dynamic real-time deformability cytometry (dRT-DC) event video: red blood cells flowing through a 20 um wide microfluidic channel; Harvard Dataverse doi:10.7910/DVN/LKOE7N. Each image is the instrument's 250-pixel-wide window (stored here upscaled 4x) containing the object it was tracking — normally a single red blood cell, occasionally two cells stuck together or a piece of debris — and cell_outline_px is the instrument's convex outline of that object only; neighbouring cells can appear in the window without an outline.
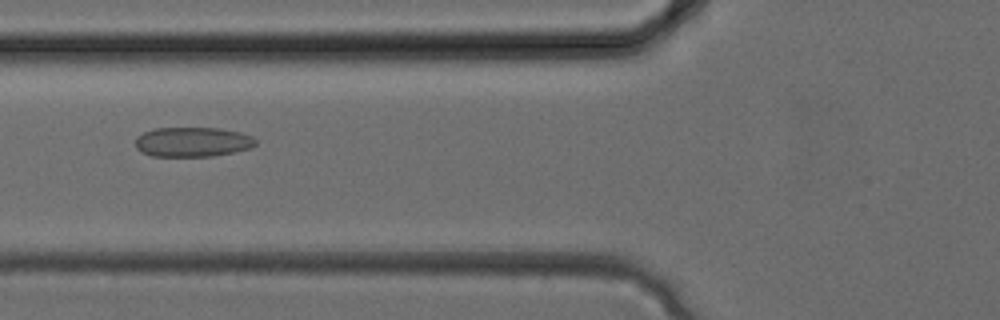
{"species": "common noctule bat (a hibernating species)", "species_latin": "Nyctalus noctula", "temperature_condition": "cold", "stored_images_in_passage": 28, "camera_frame_rate_fps": 3000, "um_per_image_px": 0.085, "animal": {"sex": "female", "body_mass_g": 24.6, "forearm_length_mm": 56.2}, "frame": {"image": 1, "passage_image": 8, "time_ms": 2.333, "image_size_px": [1000, 320], "cell_outline_px": [[256, 144], [252, 148], [236, 152], [212, 156], [152, 156], [140, 152], [136, 148], [136, 136], [144, 132], [156, 128], [220, 128], [240, 132], [252, 136], [256, 140]], "centroid_in_image_um": [16.38, 12.07], "position_along_channel_um": 109.4, "area_um2": 20.98}}
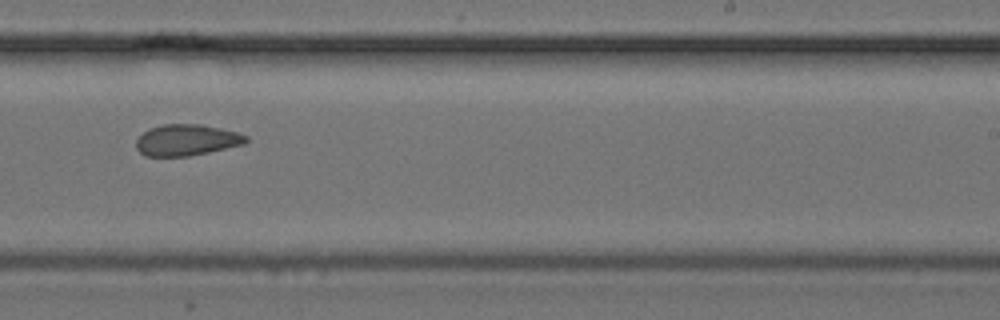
{"frame": {"image": 2, "passage_image": 16, "time_ms": 5.0, "image_size_px": [1000, 320], "cell_outline_px": [[248, 140], [244, 144], [208, 152], [188, 156], [144, 156], [136, 148], [136, 140], [144, 132], [152, 128], [164, 124], [200, 124], [220, 128], [236, 132], [248, 136]], "centroid_in_image_um": [15.86, 11.91], "position_along_channel_um": 273.1, "area_um2": 19.83}}
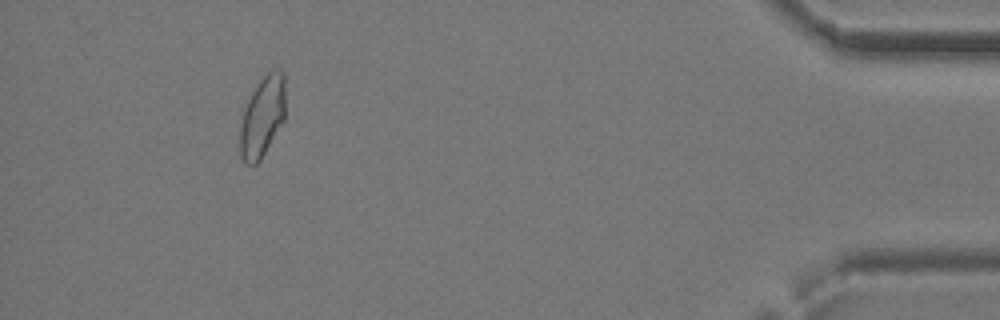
{"frame": {"image": 3, "passage_image": 26, "time_ms": 8.333, "image_size_px": [1000, 320], "cell_outline_px": [[284, 120], [260, 160], [256, 164], [248, 164], [240, 156], [240, 128], [244, 108], [256, 84], [272, 68], [280, 68], [284, 72]], "centroid_in_image_um": [22.31, 9.88], "position_along_channel_um": 412.9, "area_um2": 21.21}}